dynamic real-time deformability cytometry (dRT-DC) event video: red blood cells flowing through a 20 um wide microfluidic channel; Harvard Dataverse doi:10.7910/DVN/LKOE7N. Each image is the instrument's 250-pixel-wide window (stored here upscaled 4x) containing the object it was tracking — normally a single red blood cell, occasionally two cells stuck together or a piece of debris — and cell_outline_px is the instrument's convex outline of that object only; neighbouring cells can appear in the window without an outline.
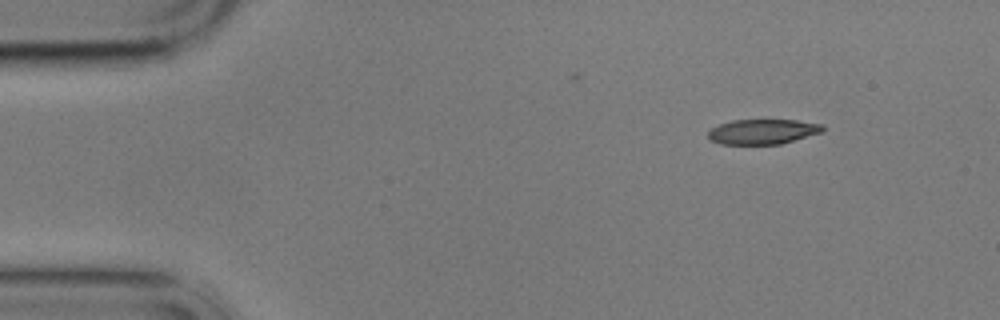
{"species": "common noctule bat (a hibernating species)", "species_latin": "Nyctalus noctula", "temperature_condition": "cold", "stored_images_in_passage": 5, "segment_of_instrument_passage": [1, 2], "camera_frame_rate_fps": 3000, "um_per_image_px": 0.085, "animal": {"sex": "male", "body_mass_g": 17.9}, "frame": {"image": 1, "passage_image": 1, "time_ms": 0.0, "image_size_px": [1000, 320], "cell_outline_px": [[824, 132], [780, 144], [720, 144], [708, 140], [708, 132], [712, 128], [720, 124], [732, 120], [796, 120], [824, 124]], "centroid_in_image_um": [64.85, 11.19], "position_along_channel_um": 20.2, "area_um2": 16.82}}
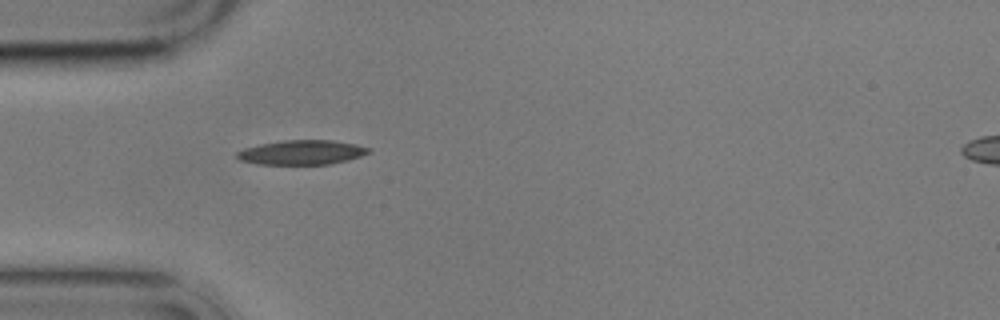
{"frame": {"image": 2, "passage_image": 4, "time_ms": 3.333, "image_size_px": [1000, 320], "cell_outline_px": [[372, 152], [348, 160], [332, 164], [256, 164], [240, 160], [236, 156], [236, 152], [244, 148], [260, 144], [284, 140], [332, 140], [356, 144], [372, 148]], "centroid_in_image_um": [25.68, 12.95], "position_along_channel_um": 59.3, "area_um2": 18.9}}